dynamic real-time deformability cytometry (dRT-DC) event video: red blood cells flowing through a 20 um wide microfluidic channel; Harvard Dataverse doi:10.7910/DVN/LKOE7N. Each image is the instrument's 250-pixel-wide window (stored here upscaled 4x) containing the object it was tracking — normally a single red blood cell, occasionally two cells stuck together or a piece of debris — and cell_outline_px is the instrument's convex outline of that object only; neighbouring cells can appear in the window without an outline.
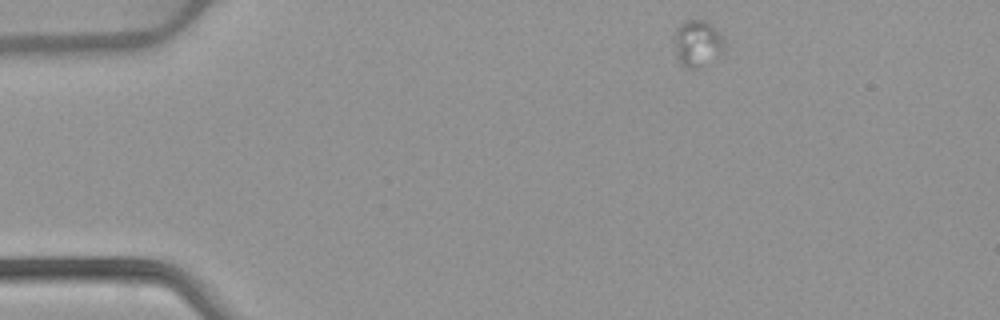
{"species": "common noctule bat (a hibernating species)", "species_latin": "Nyctalus noctula", "temperature_condition": "warm", "stored_images_in_passage": 47, "camera_frame_rate_fps": 3000, "um_per_image_px": 0.085, "animal": {"sex": "female", "body_mass_g": 22.7, "forearm_length_mm": 54.2}, "frame": {"image": 1, "passage_image": 1, "time_ms": 0.0, "image_size_px": [1000, 320], "cell_outline_px": [[724, 48], [716, 56], [700, 68], [684, 68], [680, 64], [676, 56], [672, 40], [672, 36], [676, 28], [684, 20], [704, 20], [724, 40]], "centroid_in_image_um": [59.17, 3.7], "position_along_channel_um": 25.8, "area_um2": 13.53}}
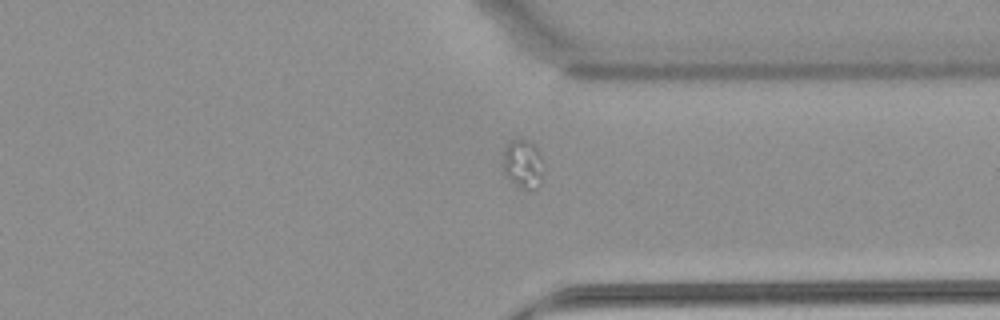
{"frame": {"image": 2, "passage_image": 34, "time_ms": 11.0, "image_size_px": [1000, 320], "cell_outline_px": [[540, 184], [532, 188], [524, 188], [516, 184], [504, 172], [504, 148], [508, 140], [516, 136], [524, 136], [540, 152]], "centroid_in_image_um": [44.4, 13.8], "position_along_channel_um": 367.0, "area_um2": 11.16}}
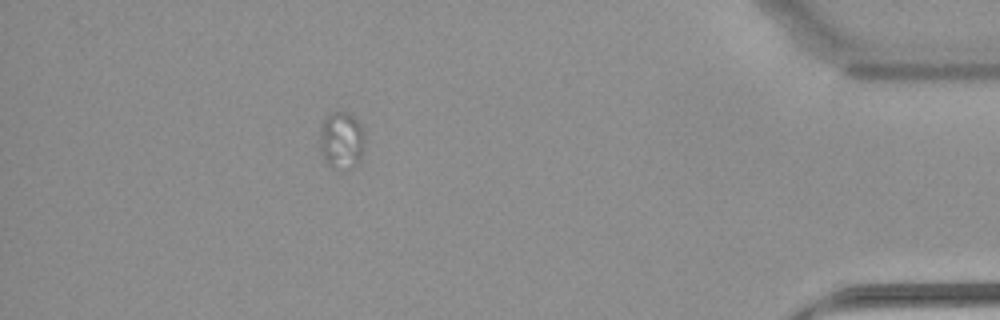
{"frame": {"image": 3, "passage_image": 41, "time_ms": 13.333, "image_size_px": [1000, 320], "cell_outline_px": [[364, 144], [360, 160], [352, 168], [340, 172], [332, 168], [324, 160], [320, 152], [320, 128], [328, 112], [348, 112], [360, 124], [364, 132]], "centroid_in_image_um": [29.01, 11.97], "position_along_channel_um": 406.2, "area_um2": 15.37}}